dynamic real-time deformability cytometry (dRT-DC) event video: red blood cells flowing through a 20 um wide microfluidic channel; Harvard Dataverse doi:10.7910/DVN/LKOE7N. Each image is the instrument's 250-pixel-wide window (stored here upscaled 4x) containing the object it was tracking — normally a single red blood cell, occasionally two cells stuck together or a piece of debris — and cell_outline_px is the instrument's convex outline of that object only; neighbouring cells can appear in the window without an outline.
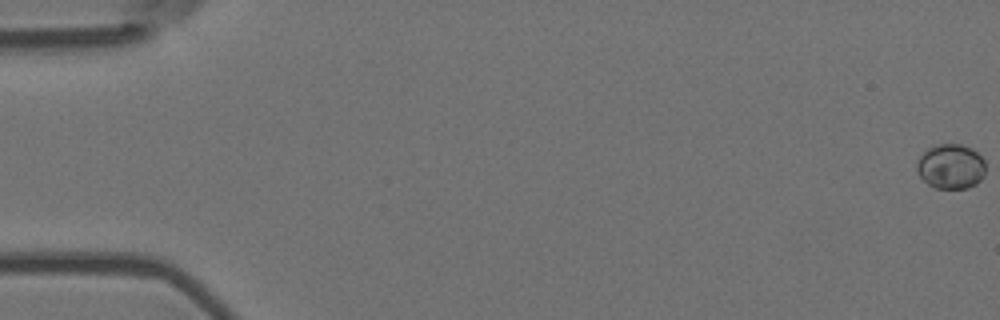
{"species": "Egyptian fruit bat (a non-hibernating species)", "species_latin": "Rousettus aegyptiacus", "temperature_condition": "room temperature", "stored_images_in_passage": 26, "camera_frame_rate_fps": 3000, "um_per_image_px": 0.085, "animal": {"sex": "female"}, "frame": {"image": 1, "passage_image": 1, "time_ms": 0.0, "image_size_px": [1000, 320], "cell_outline_px": [[984, 176], [976, 184], [968, 188], [936, 188], [928, 184], [920, 176], [916, 168], [916, 164], [920, 156], [928, 148], [936, 144], [960, 144], [972, 148], [984, 160]], "centroid_in_image_um": [80.81, 14.14], "position_along_channel_um": 4.2, "area_um2": 17.92}}
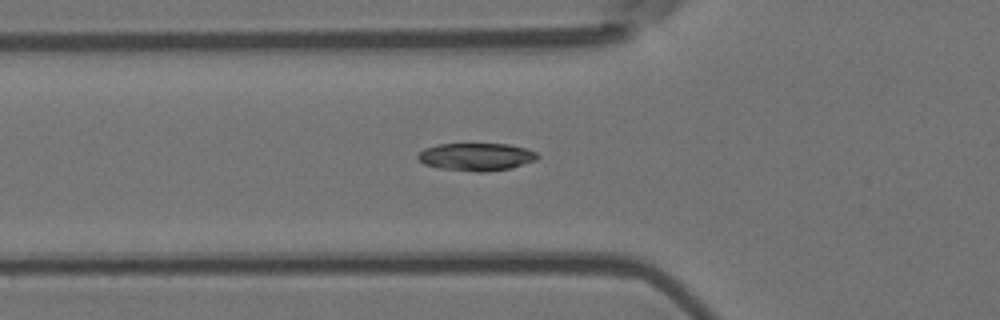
{"frame": {"image": 2, "passage_image": 21, "time_ms": 6.667, "image_size_px": [1000, 320], "cell_outline_px": [[540, 156], [536, 160], [512, 168], [488, 172], [476, 172], [440, 168], [424, 164], [416, 156], [424, 148], [440, 144], [508, 144], [528, 148], [536, 152]], "centroid_in_image_um": [40.53, 13.33], "position_along_channel_um": 85.3, "area_um2": 19.42}}
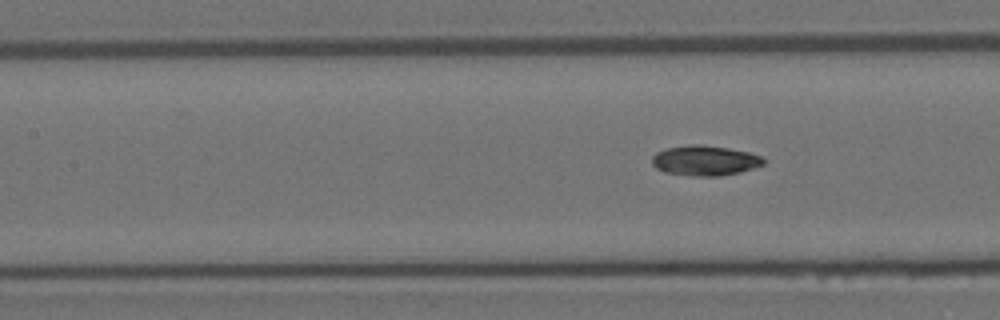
{"frame": {"image": 3, "passage_image": 26, "time_ms": 8.333, "image_size_px": [1000, 320], "cell_outline_px": [[768, 160], [764, 164], [740, 172], [720, 176], [692, 176], [664, 172], [656, 168], [652, 164], [652, 156], [656, 152], [664, 148], [688, 144], [700, 144], [728, 148], [748, 152], [764, 156]], "centroid_in_image_um": [59.92, 13.64], "position_along_channel_um": 147.5, "area_um2": 19.88}}